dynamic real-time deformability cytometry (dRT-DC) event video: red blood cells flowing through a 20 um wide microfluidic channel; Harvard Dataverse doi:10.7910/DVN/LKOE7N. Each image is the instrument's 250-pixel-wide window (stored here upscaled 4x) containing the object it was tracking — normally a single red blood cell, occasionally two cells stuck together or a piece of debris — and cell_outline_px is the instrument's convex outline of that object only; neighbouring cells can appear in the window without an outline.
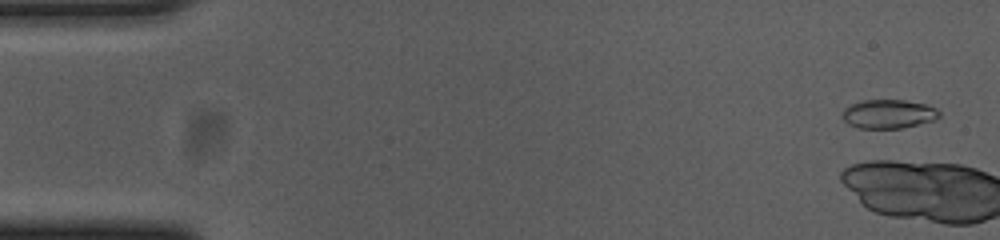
{"species": "common noctule bat (a hibernating species)", "species_latin": "Nyctalus noctula", "temperature_condition": "cold", "stored_images_in_passage": 7, "camera_frame_rate_fps": 3000, "um_per_image_px": 0.085, "animal": {"sex": "female", "body_mass_g": 23.0, "forearm_length_mm": 53.4}, "frame": {"image": 1, "passage_image": 2, "time_ms": 0.333, "image_size_px": [1000, 240], "cell_outline_px": [[940, 116], [936, 120], [904, 128], [860, 128], [848, 124], [840, 116], [844, 108], [848, 104], [860, 100], [904, 100], [924, 104], [936, 108], [940, 112]], "centroid_in_image_um": [75.49, 9.68], "position_along_channel_um": 9.5, "area_um2": 16.59}}